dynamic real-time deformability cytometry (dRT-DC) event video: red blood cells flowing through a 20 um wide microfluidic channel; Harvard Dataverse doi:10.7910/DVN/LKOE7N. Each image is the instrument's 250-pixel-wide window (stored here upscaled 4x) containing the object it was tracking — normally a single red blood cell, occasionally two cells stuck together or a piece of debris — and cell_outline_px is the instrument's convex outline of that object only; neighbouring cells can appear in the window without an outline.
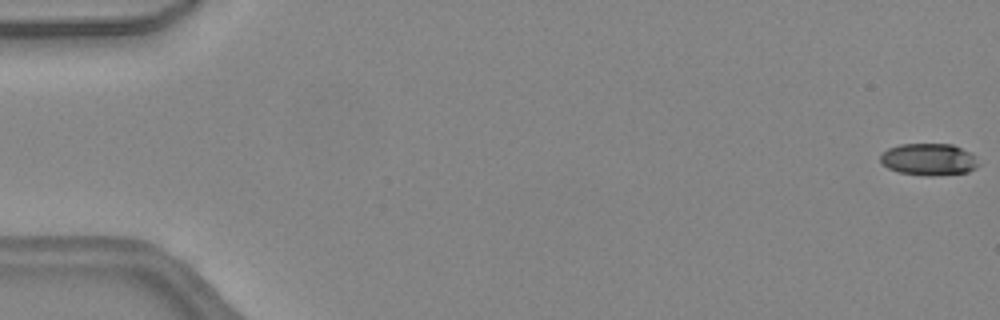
{"species": "common noctule bat (a hibernating species)", "species_latin": "Nyctalus noctula", "temperature_condition": "warm", "stored_images_in_passage": 12, "camera_frame_rate_fps": 3000, "um_per_image_px": 0.085, "animal": {"sex": "female", "body_mass_g": 24.6, "forearm_length_mm": 56.2}, "frame": {"image": 1, "passage_image": 1, "time_ms": 0.0, "image_size_px": [1000, 320], "cell_outline_px": [[980, 164], [976, 168], [968, 172], [936, 176], [924, 176], [896, 172], [888, 168], [880, 160], [880, 156], [888, 148], [900, 144], [952, 144], [968, 152]], "centroid_in_image_um": [78.92, 13.57], "position_along_channel_um": 6.1, "area_um2": 18.26}}